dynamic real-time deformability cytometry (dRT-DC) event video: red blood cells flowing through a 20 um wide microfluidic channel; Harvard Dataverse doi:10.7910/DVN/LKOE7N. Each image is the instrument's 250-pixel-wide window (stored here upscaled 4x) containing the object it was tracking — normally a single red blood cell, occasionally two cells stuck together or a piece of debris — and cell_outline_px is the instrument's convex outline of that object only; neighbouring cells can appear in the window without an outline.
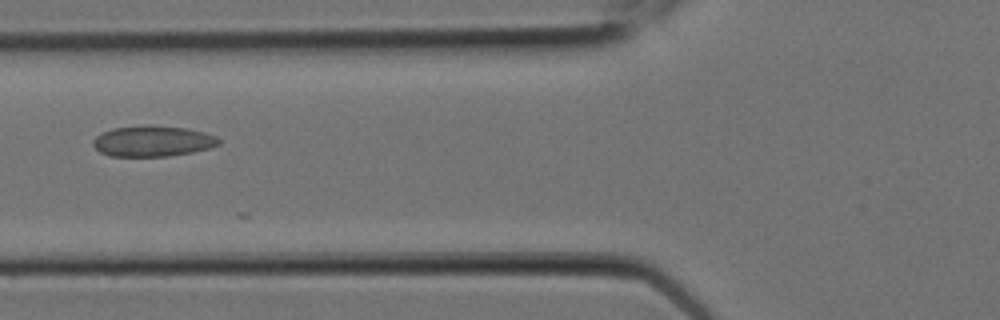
{"species": "Egyptian fruit bat (a non-hibernating species)", "species_latin": "Rousettus aegyptiacus", "temperature_condition": "room temperature", "stored_images_in_passage": 9, "camera_frame_rate_fps": 3000, "um_per_image_px": 0.085, "animal": {"sex": "female"}, "frame": {"image": 1, "passage_image": 7, "time_ms": 2.0, "image_size_px": [1000, 320], "cell_outline_px": [[220, 144], [208, 148], [192, 152], [168, 156], [108, 156], [100, 152], [92, 144], [92, 140], [100, 132], [112, 128], [148, 124], [184, 128], [204, 132], [216, 136], [220, 140]], "centroid_in_image_um": [12.93, 11.98], "position_along_channel_um": 112.9, "area_um2": 22.72}}
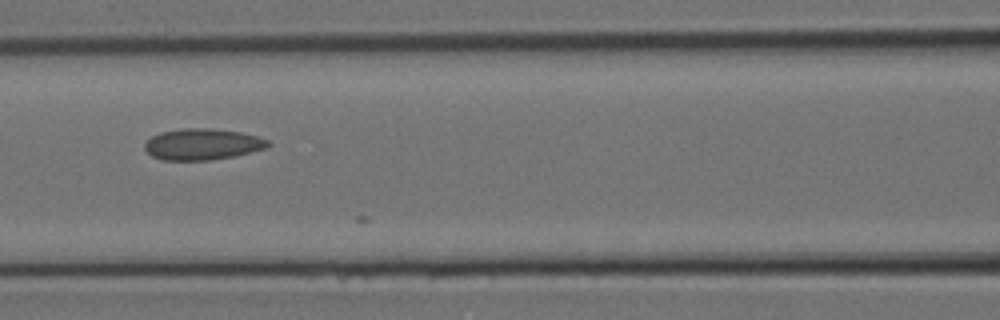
{"frame": {"image": 2, "passage_image": 8, "time_ms": 2.333, "image_size_px": [1000, 320], "cell_outline_px": [[272, 144], [268, 148], [232, 156], [212, 160], [160, 160], [152, 156], [144, 148], [144, 144], [152, 136], [160, 132], [184, 128], [208, 128], [240, 132], [256, 136], [268, 140]], "centroid_in_image_um": [17.2, 12.26], "position_along_channel_um": 149.4, "area_um2": 22.43}}